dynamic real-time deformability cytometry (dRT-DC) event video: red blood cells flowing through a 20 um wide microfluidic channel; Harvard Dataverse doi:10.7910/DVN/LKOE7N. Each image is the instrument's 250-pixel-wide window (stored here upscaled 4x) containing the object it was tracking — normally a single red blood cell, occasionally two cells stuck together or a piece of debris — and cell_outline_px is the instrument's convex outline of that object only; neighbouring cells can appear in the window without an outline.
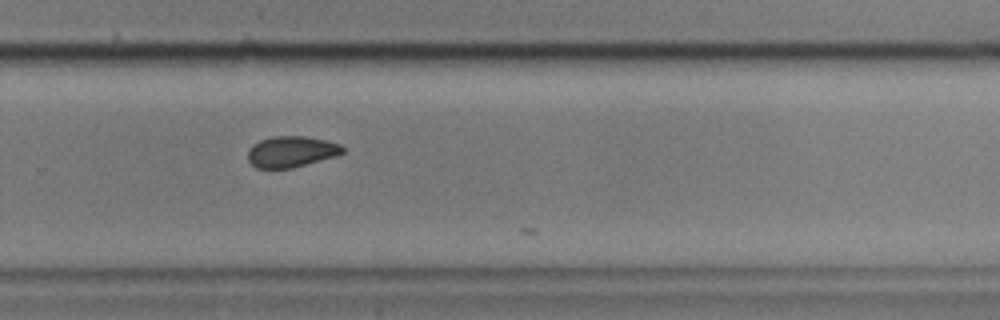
{"species": "common noctule bat (a hibernating species)", "species_latin": "Nyctalus noctula", "temperature_condition": "cold", "stored_images_in_passage": 24, "camera_frame_rate_fps": 3000, "um_per_image_px": 0.085, "animal": {"sex": "male", "body_mass_g": 17.9, "forearm_length_mm": 54.2}, "frame": {"image": 1, "passage_image": 22, "time_ms": 7.0, "image_size_px": [1000, 320], "cell_outline_px": [[344, 152], [336, 156], [292, 168], [256, 168], [248, 160], [248, 152], [252, 144], [260, 140], [272, 136], [304, 136], [328, 140], [340, 144], [344, 148]], "centroid_in_image_um": [24.77, 12.88], "position_along_channel_um": 305.0, "area_um2": 17.22}}